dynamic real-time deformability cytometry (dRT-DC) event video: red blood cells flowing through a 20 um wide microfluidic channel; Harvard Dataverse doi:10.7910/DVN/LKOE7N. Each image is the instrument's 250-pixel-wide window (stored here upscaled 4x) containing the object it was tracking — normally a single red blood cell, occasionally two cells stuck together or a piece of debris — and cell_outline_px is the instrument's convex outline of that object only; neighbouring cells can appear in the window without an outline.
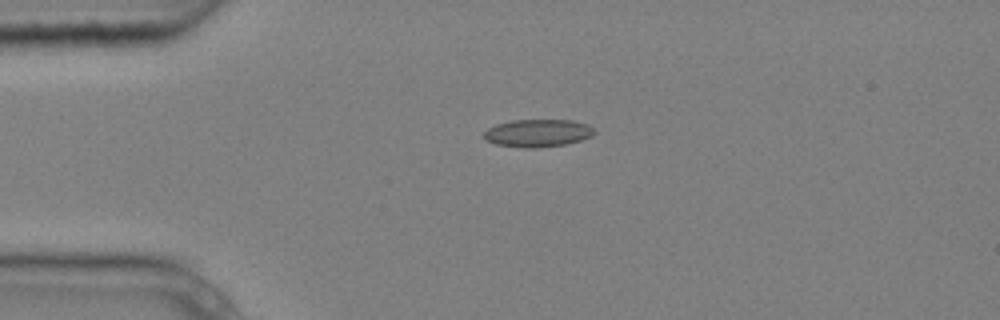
{"species": "common noctule bat (a hibernating species)", "species_latin": "Nyctalus noctula", "temperature_condition": "cold", "stored_images_in_passage": 6, "segment_of_instrument_passage": [1, 2], "camera_frame_rate_fps": 3000, "um_per_image_px": 0.085, "animal": {"sex": "male", "body_mass_g": 20.4}, "frame": {"image": 1, "passage_image": 3, "time_ms": 0.667, "image_size_px": [1000, 320], "cell_outline_px": [[596, 132], [592, 136], [580, 140], [564, 144], [536, 148], [528, 148], [496, 144], [484, 140], [484, 132], [488, 128], [496, 124], [512, 120], [572, 120], [588, 124]], "centroid_in_image_um": [45.7, 11.3], "position_along_channel_um": 39.3, "area_um2": 17.74}}
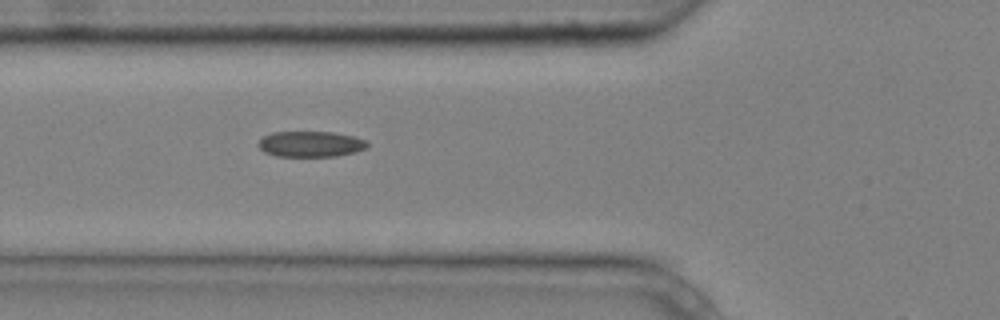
{"frame": {"image": 2, "passage_image": 5, "time_ms": 1.333, "image_size_px": [1000, 320], "cell_outline_px": [[368, 148], [356, 152], [336, 156], [276, 156], [264, 152], [256, 144], [264, 136], [272, 132], [332, 132], [352, 136], [364, 140], [368, 144]], "centroid_in_image_um": [26.39, 12.25], "position_along_channel_um": 99.4, "area_um2": 16.3}}